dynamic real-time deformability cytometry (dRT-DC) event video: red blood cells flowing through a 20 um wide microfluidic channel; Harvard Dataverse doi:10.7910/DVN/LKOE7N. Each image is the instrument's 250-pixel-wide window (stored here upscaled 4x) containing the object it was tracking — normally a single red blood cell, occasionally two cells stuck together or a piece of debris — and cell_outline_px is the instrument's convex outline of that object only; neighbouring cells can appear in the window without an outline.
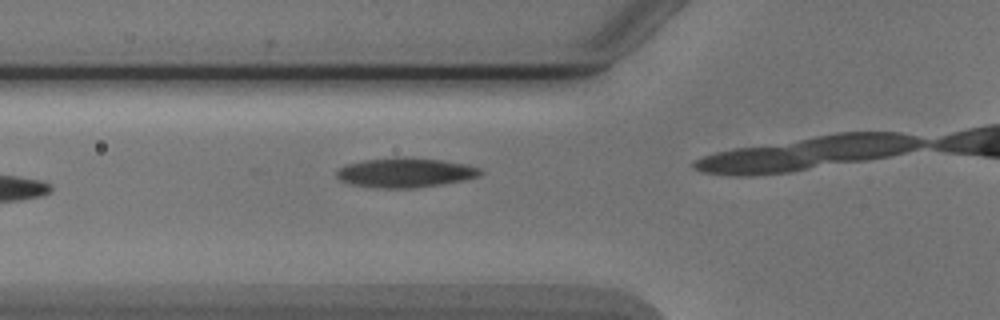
{"species": "Egyptian fruit bat (a non-hibernating species)", "species_latin": "Rousettus aegyptiacus", "temperature_condition": "cold", "stored_images_in_passage": 10, "camera_frame_rate_fps": 3000, "um_per_image_px": 0.085, "animal": {"sex": "male"}, "frame": {"image": 1, "passage_image": 6, "time_ms": 7.0, "image_size_px": [1000, 320], "cell_outline_px": [[484, 172], [480, 176], [464, 180], [440, 184], [412, 188], [384, 188], [352, 184], [340, 180], [336, 176], [336, 172], [340, 168], [348, 164], [364, 160], [392, 156], [404, 156], [440, 160], [468, 164], [480, 168]], "centroid_in_image_um": [34.48, 14.65], "position_along_channel_um": 91.3, "area_um2": 24.85}}
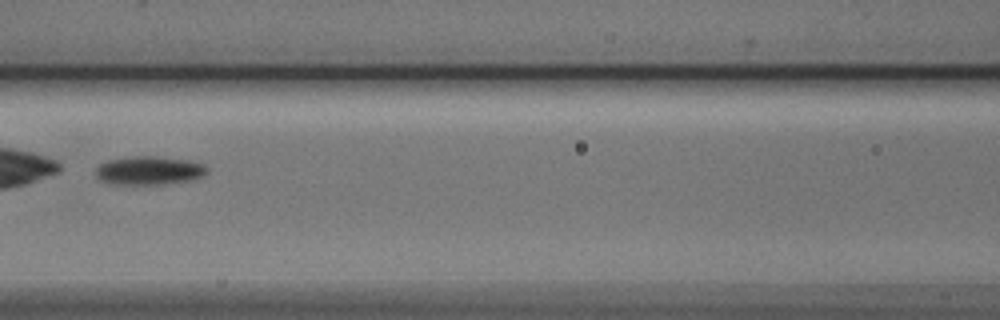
{"frame": {"image": 2, "passage_image": 10, "time_ms": 11.667, "image_size_px": [1000, 320], "cell_outline_px": [[208, 172], [204, 176], [188, 180], [156, 184], [120, 184], [100, 180], [96, 176], [96, 168], [100, 164], [108, 160], [136, 156], [156, 156], [188, 160], [204, 164], [208, 168]], "centroid_in_image_um": [12.7, 14.48], "position_along_channel_um": 153.9, "area_um2": 18.26}}